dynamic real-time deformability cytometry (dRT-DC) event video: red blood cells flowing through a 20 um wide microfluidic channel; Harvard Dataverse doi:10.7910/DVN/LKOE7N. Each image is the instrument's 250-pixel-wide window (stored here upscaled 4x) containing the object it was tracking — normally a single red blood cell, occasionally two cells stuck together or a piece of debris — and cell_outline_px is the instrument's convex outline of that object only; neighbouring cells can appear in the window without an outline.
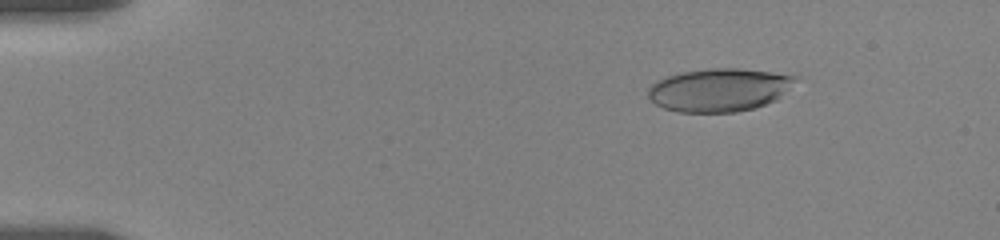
{"species": "human", "species_latin": "Homo sapiens", "temperature_condition": "room temperature", "stored_images_in_passage": 31, "camera_frame_rate_fps": 3000, "um_per_image_px": 0.085, "donor": {"sex": "female"}, "frame": {"image": 1, "passage_image": 4, "time_ms": 2.333, "image_size_px": [1000, 240], "cell_outline_px": [[796, 76], [776, 100], [756, 108], [736, 112], [676, 112], [664, 108], [656, 104], [648, 96], [648, 88], [656, 80], [668, 76], [684, 72], [712, 68], [736, 68], [768, 72]], "centroid_in_image_um": [61.05, 7.66], "position_along_channel_um": 24.0, "area_um2": 36.36}}
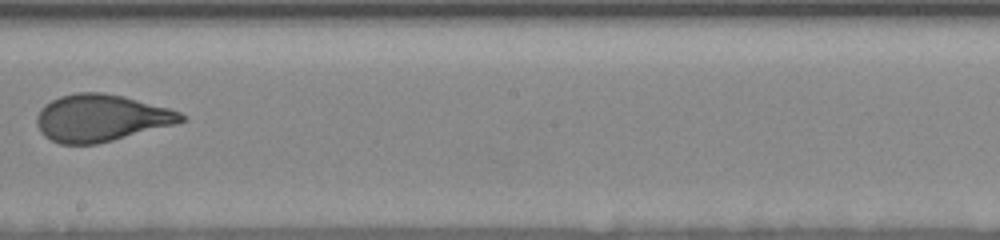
{"frame": {"image": 2, "passage_image": 16, "time_ms": 11.0, "image_size_px": [1000, 240], "cell_outline_px": [[188, 120], [176, 124], [96, 144], [60, 144], [44, 136], [40, 132], [36, 124], [36, 116], [40, 108], [44, 104], [60, 96], [76, 92], [100, 92], [124, 96], [168, 108], [180, 112], [188, 116]], "centroid_in_image_um": [8.58, 10.02], "position_along_channel_um": 239.6, "area_um2": 39.71}}
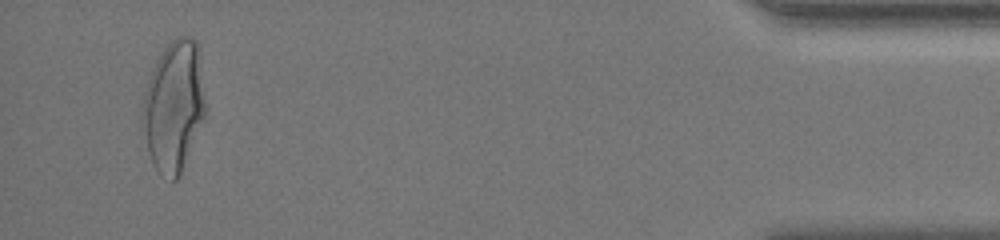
{"frame": {"image": 3, "passage_image": 30, "time_ms": 18.0, "image_size_px": [1000, 240], "cell_outline_px": [[208, 108], [204, 120], [180, 176], [176, 180], [172, 180], [160, 176], [152, 164], [140, 128], [140, 112], [144, 92], [156, 56], [176, 36], [188, 36], [196, 40]], "centroid_in_image_um": [14.75, 9.06], "position_along_channel_um": 420.4, "area_um2": 49.48}, "authors_computed_cell_mechanics": {"area_um2": 39.8242, "velocity_mm_per_s": 3.5092, "shape_relaxation_time_tau1_ms": 6.1458, "shape_relaxation_time_tau2_ms": null, "deformation_change_tau1": 0.2065, "deformation_change_tau2": null}}